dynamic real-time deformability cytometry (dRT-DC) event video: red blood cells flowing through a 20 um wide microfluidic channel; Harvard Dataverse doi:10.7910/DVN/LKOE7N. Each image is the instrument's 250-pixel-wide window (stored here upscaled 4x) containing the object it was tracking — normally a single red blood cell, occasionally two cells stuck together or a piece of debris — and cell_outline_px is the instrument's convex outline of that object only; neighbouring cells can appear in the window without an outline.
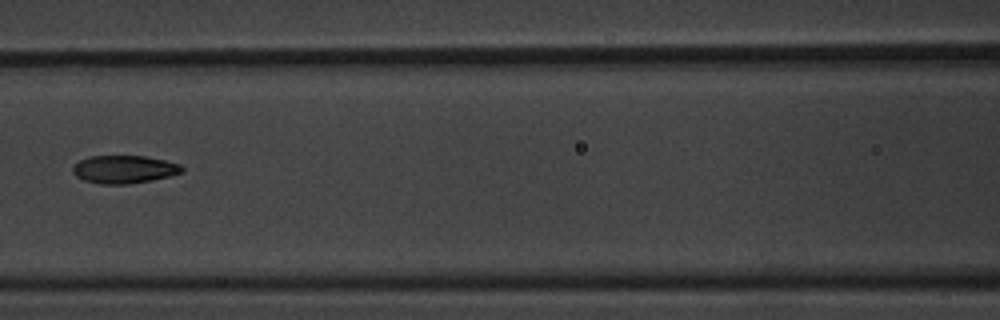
{"species": "common noctule bat (a hibernating species)", "species_latin": "Nyctalus noctula", "temperature_condition": "warm", "stored_images_in_passage": 9, "camera_frame_rate_fps": 3000, "um_per_image_px": 0.085, "animal": {"sex": "male", "body_mass_g": 20.1, "forearm_length_mm": 53.5}, "frame": {"image": 1, "passage_image": 7, "time_ms": 2.0, "image_size_px": [1000, 320], "cell_outline_px": [[184, 172], [152, 180], [128, 184], [100, 184], [84, 180], [76, 176], [72, 172], [72, 168], [80, 160], [88, 156], [144, 156], [164, 160], [180, 164], [184, 168]], "centroid_in_image_um": [10.55, 14.39], "position_along_channel_um": 156.0, "area_um2": 17.74}}
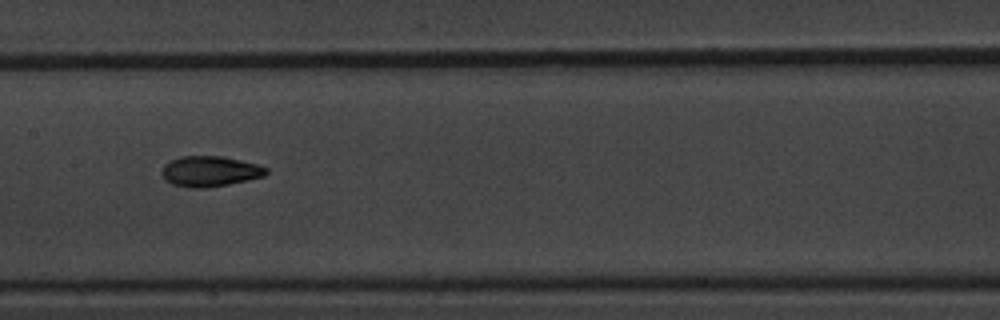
{"frame": {"image": 2, "passage_image": 8, "time_ms": 2.333, "image_size_px": [1000, 320], "cell_outline_px": [[268, 172], [264, 176], [248, 180], [228, 184], [204, 188], [188, 188], [172, 184], [164, 180], [160, 172], [164, 164], [180, 156], [224, 156], [256, 164], [268, 168]], "centroid_in_image_um": [17.81, 14.56], "position_along_channel_um": 189.6, "area_um2": 18.67}}
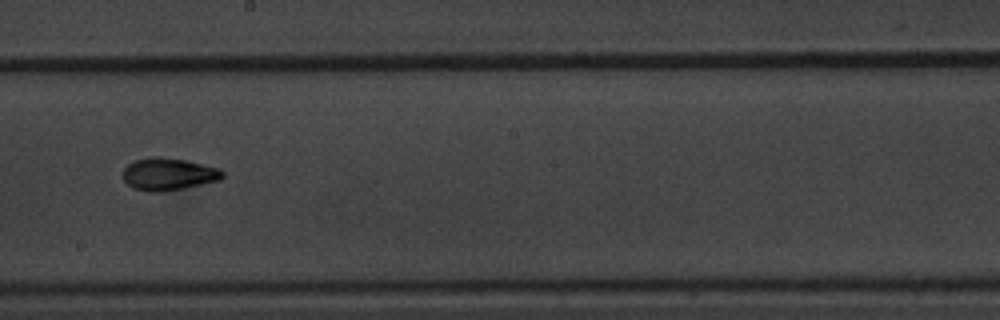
{"frame": {"image": 3, "passage_image": 9, "time_ms": 2.667, "image_size_px": [1000, 320], "cell_outline_px": [[224, 176], [220, 180], [184, 188], [160, 192], [148, 192], [132, 188], [124, 180], [124, 168], [128, 164], [136, 160], [152, 156], [156, 156], [184, 160], [220, 168], [224, 172]], "centroid_in_image_um": [14.32, 14.81], "position_along_channel_um": 233.9, "area_um2": 18.73}}